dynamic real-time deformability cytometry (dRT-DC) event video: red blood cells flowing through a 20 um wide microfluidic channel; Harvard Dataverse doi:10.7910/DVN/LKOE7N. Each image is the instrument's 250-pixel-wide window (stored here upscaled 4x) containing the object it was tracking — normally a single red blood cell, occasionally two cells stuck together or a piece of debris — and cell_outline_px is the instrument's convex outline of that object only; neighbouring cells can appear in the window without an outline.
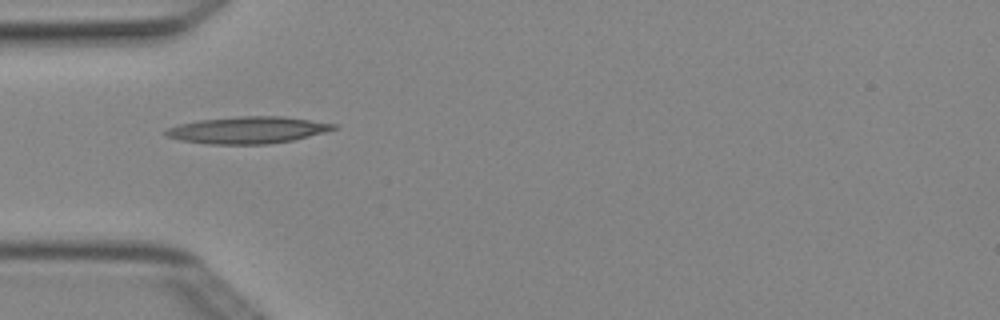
{"species": "Egyptian fruit bat (a non-hibernating species)", "species_latin": "Rousettus aegyptiacus", "temperature_condition": "cold", "stored_images_in_passage": 6, "camera_frame_rate_fps": 3000, "um_per_image_px": 0.085, "animal": {"sex": "female"}, "frame": {"image": 1, "passage_image": 4, "time_ms": 1.0, "image_size_px": [1000, 320], "cell_outline_px": [[336, 128], [324, 132], [292, 140], [268, 144], [208, 144], [180, 140], [164, 136], [164, 132], [168, 128], [176, 124], [200, 120], [240, 116], [284, 116], [336, 124]], "centroid_in_image_um": [20.99, 11.05], "position_along_channel_um": 64.0, "area_um2": 26.18}}
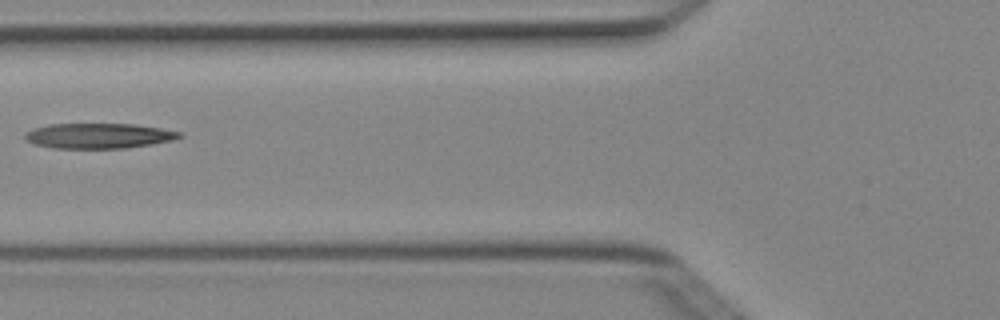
{"frame": {"image": 2, "passage_image": 5, "time_ms": 1.333, "image_size_px": [1000, 320], "cell_outline_px": [[184, 136], [172, 140], [152, 144], [124, 148], [52, 148], [36, 144], [28, 140], [24, 136], [24, 132], [32, 128], [48, 124], [132, 124], [160, 128], [184, 132]], "centroid_in_image_um": [8.4, 11.54], "position_along_channel_um": 117.4, "area_um2": 22.72}}
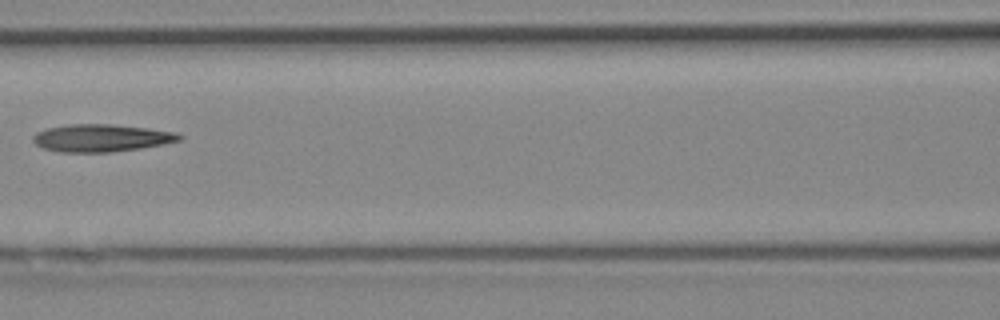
{"frame": {"image": 3, "passage_image": 6, "time_ms": 1.667, "image_size_px": [1000, 320], "cell_outline_px": [[184, 140], [164, 144], [140, 148], [108, 152], [60, 152], [44, 148], [36, 144], [32, 140], [32, 136], [36, 132], [48, 128], [68, 124], [112, 124], [148, 128], [176, 132], [184, 136]], "centroid_in_image_um": [8.65, 11.72], "position_along_channel_um": 158.0, "area_um2": 23.52}}